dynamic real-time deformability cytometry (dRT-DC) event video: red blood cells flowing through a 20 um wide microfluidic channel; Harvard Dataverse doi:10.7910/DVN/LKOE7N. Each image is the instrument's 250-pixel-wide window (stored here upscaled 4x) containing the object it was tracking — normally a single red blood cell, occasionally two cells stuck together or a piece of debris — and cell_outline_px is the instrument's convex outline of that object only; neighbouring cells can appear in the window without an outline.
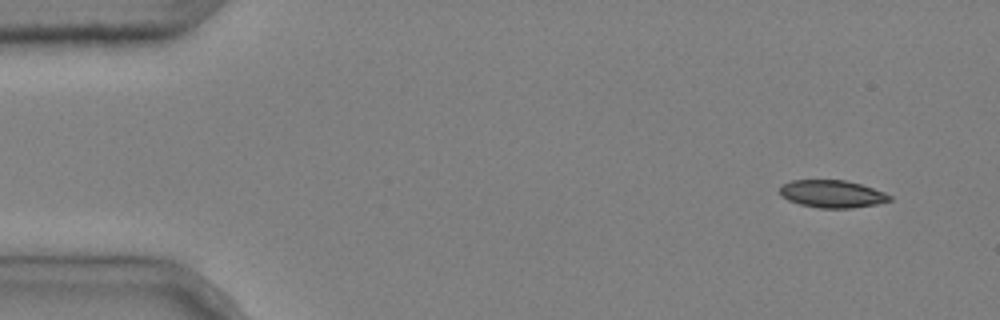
{"species": "common noctule bat (a hibernating species)", "species_latin": "Nyctalus noctula", "temperature_condition": "cold", "stored_images_in_passage": 3, "camera_frame_rate_fps": 3000, "um_per_image_px": 0.085, "animal": {"sex": "male", "body_mass_g": 20.4}, "frame": {"image": 1, "passage_image": 1, "time_ms": 0.0, "image_size_px": [1000, 320], "cell_outline_px": [[892, 200], [876, 204], [852, 208], [820, 208], [800, 204], [788, 200], [780, 192], [780, 188], [784, 184], [792, 180], [844, 180], [860, 184], [884, 192], [892, 196]], "centroid_in_image_um": [70.76, 16.48], "position_along_channel_um": 14.2, "area_um2": 17.4}}